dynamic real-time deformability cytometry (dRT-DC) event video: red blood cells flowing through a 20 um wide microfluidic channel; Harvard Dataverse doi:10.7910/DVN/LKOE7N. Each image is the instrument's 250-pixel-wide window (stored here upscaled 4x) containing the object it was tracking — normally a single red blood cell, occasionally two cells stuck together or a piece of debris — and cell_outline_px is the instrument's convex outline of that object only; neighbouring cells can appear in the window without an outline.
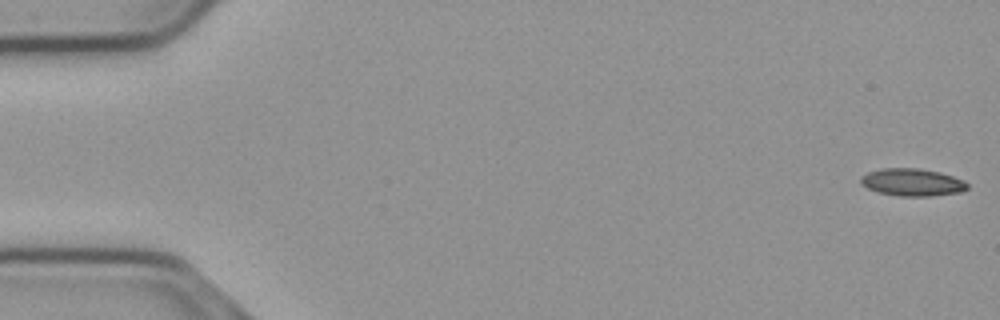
{"species": "common noctule bat (a hibernating species)", "species_latin": "Nyctalus noctula", "temperature_condition": "cold", "stored_images_in_passage": 17, "camera_frame_rate_fps": 3000, "um_per_image_px": 0.085, "animal": {"sex": "male", "body_mass_g": 23.1, "forearm_length_mm": 52.7}, "frame": {"image": 1, "passage_image": 1, "time_ms": 0.0, "image_size_px": [1000, 320], "cell_outline_px": [[968, 188], [960, 192], [928, 196], [900, 196], [876, 192], [860, 184], [860, 176], [868, 172], [880, 168], [916, 168], [940, 172], [964, 180], [968, 184]], "centroid_in_image_um": [77.5, 15.49], "position_along_channel_um": 7.5, "area_um2": 17.11}}
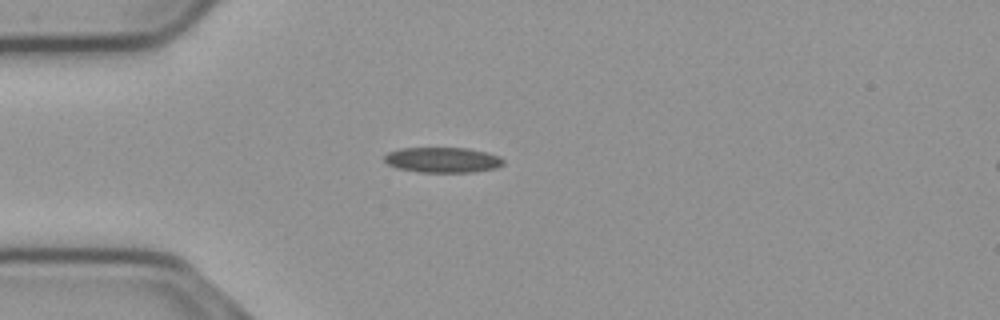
{"frame": {"image": 2, "passage_image": 15, "time_ms": 4.667, "image_size_px": [1000, 320], "cell_outline_px": [[504, 164], [496, 168], [476, 172], [420, 172], [396, 168], [388, 164], [384, 160], [384, 156], [388, 152], [400, 148], [468, 148], [500, 156], [504, 160]], "centroid_in_image_um": [37.63, 13.6], "position_along_channel_um": 47.4, "area_um2": 17.63}}